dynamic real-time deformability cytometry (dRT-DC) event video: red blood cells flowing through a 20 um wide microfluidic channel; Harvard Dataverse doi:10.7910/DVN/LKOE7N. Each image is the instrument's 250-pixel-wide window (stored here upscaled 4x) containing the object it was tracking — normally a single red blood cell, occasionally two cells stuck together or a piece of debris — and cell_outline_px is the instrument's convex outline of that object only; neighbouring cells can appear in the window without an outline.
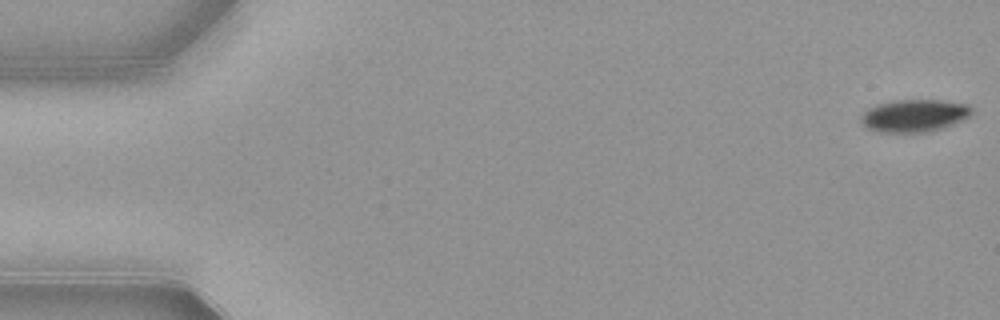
{"species": "common noctule bat (a hibernating species)", "species_latin": "Nyctalus noctula", "temperature_condition": "warm", "stored_images_in_passage": 32, "camera_frame_rate_fps": 3000, "um_per_image_px": 0.085, "animal": {"sex": "female", "body_mass_g": 21.9}, "frame": {"image": 1, "passage_image": 1, "time_ms": 0.0, "image_size_px": [1000, 320], "cell_outline_px": [[972, 112], [968, 116], [952, 124], [928, 132], [880, 132], [868, 128], [860, 120], [860, 116], [868, 108], [876, 104], [896, 100], [940, 100], [968, 104], [972, 108]], "centroid_in_image_um": [77.68, 9.82], "position_along_channel_um": 7.3, "area_um2": 20.75}}
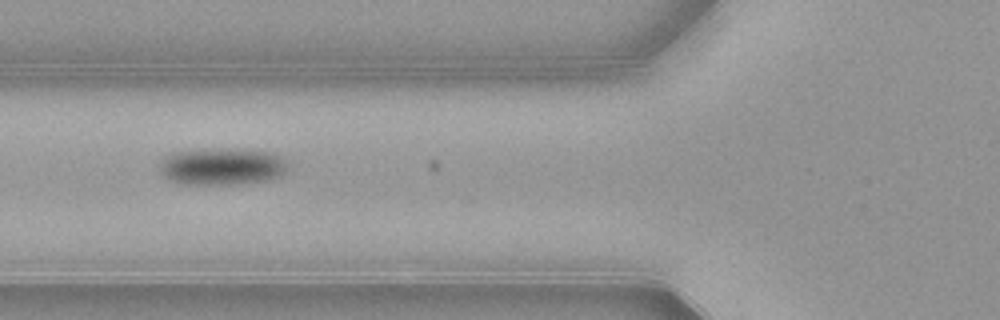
{"frame": {"image": 2, "passage_image": 20, "time_ms": 6.333, "image_size_px": [1000, 320], "cell_outline_px": [[288, 164], [284, 172], [280, 176], [264, 180], [232, 184], [184, 184], [160, 176], [160, 160], [164, 156], [172, 152], [220, 148], [236, 148], [268, 152], [280, 156]], "centroid_in_image_um": [18.81, 14.13], "position_along_channel_um": 107.0, "area_um2": 27.69}}
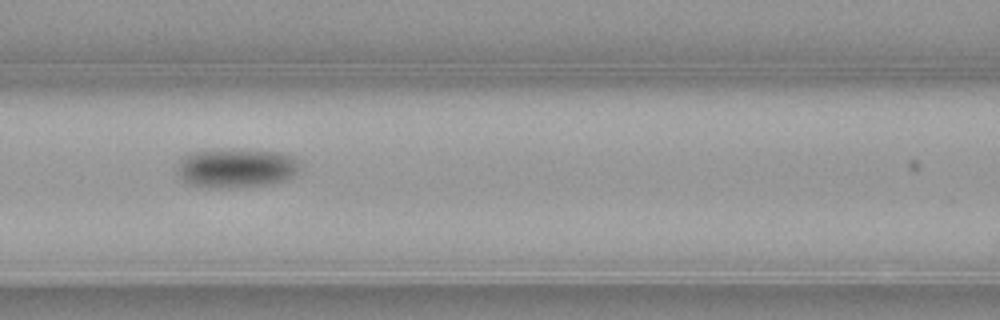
{"frame": {"image": 3, "passage_image": 23, "time_ms": 7.333, "image_size_px": [1000, 320], "cell_outline_px": [[300, 168], [296, 176], [288, 180], [268, 184], [220, 188], [216, 188], [188, 184], [176, 172], [176, 168], [180, 160], [188, 152], [232, 148], [284, 152], [296, 156], [300, 160]], "centroid_in_image_um": [20.14, 14.25], "position_along_channel_um": 146.5, "area_um2": 28.84}}